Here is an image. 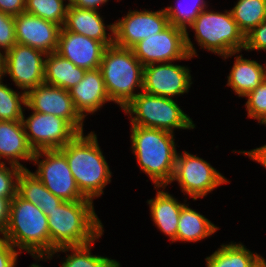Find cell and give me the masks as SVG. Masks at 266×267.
Returning a JSON list of instances; mask_svg holds the SVG:
<instances>
[{"mask_svg": "<svg viewBox=\"0 0 266 267\" xmlns=\"http://www.w3.org/2000/svg\"><path fill=\"white\" fill-rule=\"evenodd\" d=\"M47 220L52 252L62 247L90 244L104 232L91 200L63 201L48 212Z\"/></svg>", "mask_w": 266, "mask_h": 267, "instance_id": "1", "label": "cell"}, {"mask_svg": "<svg viewBox=\"0 0 266 267\" xmlns=\"http://www.w3.org/2000/svg\"><path fill=\"white\" fill-rule=\"evenodd\" d=\"M60 150L65 154L81 194L91 201L104 194L112 172L99 147L97 135L92 131L87 135L78 133Z\"/></svg>", "mask_w": 266, "mask_h": 267, "instance_id": "2", "label": "cell"}, {"mask_svg": "<svg viewBox=\"0 0 266 267\" xmlns=\"http://www.w3.org/2000/svg\"><path fill=\"white\" fill-rule=\"evenodd\" d=\"M174 137L164 130L131 126L133 154L155 187H166L172 179L177 156Z\"/></svg>", "mask_w": 266, "mask_h": 267, "instance_id": "3", "label": "cell"}, {"mask_svg": "<svg viewBox=\"0 0 266 267\" xmlns=\"http://www.w3.org/2000/svg\"><path fill=\"white\" fill-rule=\"evenodd\" d=\"M1 235L32 257H49L52 253L47 216L18 195L11 200L9 221Z\"/></svg>", "mask_w": 266, "mask_h": 267, "instance_id": "4", "label": "cell"}, {"mask_svg": "<svg viewBox=\"0 0 266 267\" xmlns=\"http://www.w3.org/2000/svg\"><path fill=\"white\" fill-rule=\"evenodd\" d=\"M144 66L132 49L111 45L105 48L100 70L111 102L123 109L143 88Z\"/></svg>", "mask_w": 266, "mask_h": 267, "instance_id": "5", "label": "cell"}, {"mask_svg": "<svg viewBox=\"0 0 266 267\" xmlns=\"http://www.w3.org/2000/svg\"><path fill=\"white\" fill-rule=\"evenodd\" d=\"M201 49L217 54L223 59L241 53L245 48V35L233 19L230 10L224 13L204 9L189 26Z\"/></svg>", "mask_w": 266, "mask_h": 267, "instance_id": "6", "label": "cell"}, {"mask_svg": "<svg viewBox=\"0 0 266 267\" xmlns=\"http://www.w3.org/2000/svg\"><path fill=\"white\" fill-rule=\"evenodd\" d=\"M122 110L129 114L131 126L155 128L173 134L175 129H194L196 126L172 98L143 91L138 92Z\"/></svg>", "mask_w": 266, "mask_h": 267, "instance_id": "7", "label": "cell"}, {"mask_svg": "<svg viewBox=\"0 0 266 267\" xmlns=\"http://www.w3.org/2000/svg\"><path fill=\"white\" fill-rule=\"evenodd\" d=\"M177 181L182 193L193 200L203 198L218 186L230 183L219 171L204 159L187 151L177 153L170 184Z\"/></svg>", "mask_w": 266, "mask_h": 267, "instance_id": "8", "label": "cell"}, {"mask_svg": "<svg viewBox=\"0 0 266 267\" xmlns=\"http://www.w3.org/2000/svg\"><path fill=\"white\" fill-rule=\"evenodd\" d=\"M41 157L44 159L40 160ZM33 161L34 165H38L33 174L53 195L63 201L89 200L79 191L65 154L60 149L37 151Z\"/></svg>", "mask_w": 266, "mask_h": 267, "instance_id": "9", "label": "cell"}, {"mask_svg": "<svg viewBox=\"0 0 266 267\" xmlns=\"http://www.w3.org/2000/svg\"><path fill=\"white\" fill-rule=\"evenodd\" d=\"M131 49L143 66L193 58L187 51L186 31L171 24Z\"/></svg>", "mask_w": 266, "mask_h": 267, "instance_id": "10", "label": "cell"}, {"mask_svg": "<svg viewBox=\"0 0 266 267\" xmlns=\"http://www.w3.org/2000/svg\"><path fill=\"white\" fill-rule=\"evenodd\" d=\"M31 113L25 119L23 112L22 122L28 143L35 152L60 149L78 134L64 118L35 111Z\"/></svg>", "mask_w": 266, "mask_h": 267, "instance_id": "11", "label": "cell"}, {"mask_svg": "<svg viewBox=\"0 0 266 267\" xmlns=\"http://www.w3.org/2000/svg\"><path fill=\"white\" fill-rule=\"evenodd\" d=\"M45 57L40 50L16 43L4 53V74L27 93L44 83Z\"/></svg>", "mask_w": 266, "mask_h": 267, "instance_id": "12", "label": "cell"}, {"mask_svg": "<svg viewBox=\"0 0 266 267\" xmlns=\"http://www.w3.org/2000/svg\"><path fill=\"white\" fill-rule=\"evenodd\" d=\"M114 24V44L131 49L138 42L162 32L170 23L165 9L158 11L129 10L121 20Z\"/></svg>", "mask_w": 266, "mask_h": 267, "instance_id": "13", "label": "cell"}, {"mask_svg": "<svg viewBox=\"0 0 266 267\" xmlns=\"http://www.w3.org/2000/svg\"><path fill=\"white\" fill-rule=\"evenodd\" d=\"M29 110L53 114L64 118L78 133H83L84 119L75 109L69 91L48 84H41L26 93V106Z\"/></svg>", "mask_w": 266, "mask_h": 267, "instance_id": "14", "label": "cell"}, {"mask_svg": "<svg viewBox=\"0 0 266 267\" xmlns=\"http://www.w3.org/2000/svg\"><path fill=\"white\" fill-rule=\"evenodd\" d=\"M192 84L190 69L172 62L154 63L143 68L142 91L167 98L189 92Z\"/></svg>", "mask_w": 266, "mask_h": 267, "instance_id": "15", "label": "cell"}, {"mask_svg": "<svg viewBox=\"0 0 266 267\" xmlns=\"http://www.w3.org/2000/svg\"><path fill=\"white\" fill-rule=\"evenodd\" d=\"M14 22L16 43L45 54L57 51L61 26L27 12L14 16Z\"/></svg>", "mask_w": 266, "mask_h": 267, "instance_id": "16", "label": "cell"}, {"mask_svg": "<svg viewBox=\"0 0 266 267\" xmlns=\"http://www.w3.org/2000/svg\"><path fill=\"white\" fill-rule=\"evenodd\" d=\"M106 46L93 38L60 30L57 53L85 70L100 68Z\"/></svg>", "mask_w": 266, "mask_h": 267, "instance_id": "17", "label": "cell"}, {"mask_svg": "<svg viewBox=\"0 0 266 267\" xmlns=\"http://www.w3.org/2000/svg\"><path fill=\"white\" fill-rule=\"evenodd\" d=\"M69 93L75 109L83 119L100 110L106 102H111L100 68L86 70L84 78Z\"/></svg>", "mask_w": 266, "mask_h": 267, "instance_id": "18", "label": "cell"}, {"mask_svg": "<svg viewBox=\"0 0 266 267\" xmlns=\"http://www.w3.org/2000/svg\"><path fill=\"white\" fill-rule=\"evenodd\" d=\"M102 17L98 10L69 5L63 28L98 40L108 47L114 45V24L105 25ZM106 29L111 33H107Z\"/></svg>", "mask_w": 266, "mask_h": 267, "instance_id": "19", "label": "cell"}, {"mask_svg": "<svg viewBox=\"0 0 266 267\" xmlns=\"http://www.w3.org/2000/svg\"><path fill=\"white\" fill-rule=\"evenodd\" d=\"M34 153L28 143L22 121H0V163L4 158L8 165L26 169L19 160L32 161Z\"/></svg>", "mask_w": 266, "mask_h": 267, "instance_id": "20", "label": "cell"}, {"mask_svg": "<svg viewBox=\"0 0 266 267\" xmlns=\"http://www.w3.org/2000/svg\"><path fill=\"white\" fill-rule=\"evenodd\" d=\"M155 198L147 200L150 207V216L154 224L160 229L164 235L169 236L173 243L176 239L178 221L183 203L173 197L167 191H163L166 187H154L157 189ZM159 188H162L159 189Z\"/></svg>", "mask_w": 266, "mask_h": 267, "instance_id": "21", "label": "cell"}, {"mask_svg": "<svg viewBox=\"0 0 266 267\" xmlns=\"http://www.w3.org/2000/svg\"><path fill=\"white\" fill-rule=\"evenodd\" d=\"M227 86L231 87L239 97L246 96L266 79V64L256 60L235 56L233 67L227 76Z\"/></svg>", "mask_w": 266, "mask_h": 267, "instance_id": "22", "label": "cell"}, {"mask_svg": "<svg viewBox=\"0 0 266 267\" xmlns=\"http://www.w3.org/2000/svg\"><path fill=\"white\" fill-rule=\"evenodd\" d=\"M85 73V69L75 66L70 60L62 57L57 52L46 54L45 84L69 91L84 78Z\"/></svg>", "mask_w": 266, "mask_h": 267, "instance_id": "23", "label": "cell"}, {"mask_svg": "<svg viewBox=\"0 0 266 267\" xmlns=\"http://www.w3.org/2000/svg\"><path fill=\"white\" fill-rule=\"evenodd\" d=\"M17 195L38 206L48 217L63 200L53 195L29 169H22L17 181Z\"/></svg>", "mask_w": 266, "mask_h": 267, "instance_id": "24", "label": "cell"}, {"mask_svg": "<svg viewBox=\"0 0 266 267\" xmlns=\"http://www.w3.org/2000/svg\"><path fill=\"white\" fill-rule=\"evenodd\" d=\"M218 229L219 227L204 215L184 203L180 212L176 239L173 242H197L210 237Z\"/></svg>", "mask_w": 266, "mask_h": 267, "instance_id": "25", "label": "cell"}, {"mask_svg": "<svg viewBox=\"0 0 266 267\" xmlns=\"http://www.w3.org/2000/svg\"><path fill=\"white\" fill-rule=\"evenodd\" d=\"M251 252L243 243L223 244L213 254L205 258L207 267H254L262 258Z\"/></svg>", "mask_w": 266, "mask_h": 267, "instance_id": "26", "label": "cell"}, {"mask_svg": "<svg viewBox=\"0 0 266 267\" xmlns=\"http://www.w3.org/2000/svg\"><path fill=\"white\" fill-rule=\"evenodd\" d=\"M177 5L168 6L165 9L169 23L186 31V47L189 55L197 57L195 46L191 42L188 34V27L193 23L195 18L207 8L204 0H177Z\"/></svg>", "mask_w": 266, "mask_h": 267, "instance_id": "27", "label": "cell"}, {"mask_svg": "<svg viewBox=\"0 0 266 267\" xmlns=\"http://www.w3.org/2000/svg\"><path fill=\"white\" fill-rule=\"evenodd\" d=\"M95 244V241L83 245V246H72V247H62L56 249L50 254L49 257H33L37 261L52 259L53 255L57 252H70L71 254H66L65 260L62 261L61 267H120V263L111 258L91 255V248Z\"/></svg>", "mask_w": 266, "mask_h": 267, "instance_id": "28", "label": "cell"}, {"mask_svg": "<svg viewBox=\"0 0 266 267\" xmlns=\"http://www.w3.org/2000/svg\"><path fill=\"white\" fill-rule=\"evenodd\" d=\"M230 12L246 35L266 19V0H238Z\"/></svg>", "mask_w": 266, "mask_h": 267, "instance_id": "29", "label": "cell"}, {"mask_svg": "<svg viewBox=\"0 0 266 267\" xmlns=\"http://www.w3.org/2000/svg\"><path fill=\"white\" fill-rule=\"evenodd\" d=\"M64 1L66 0H26L25 12L63 27L69 6Z\"/></svg>", "mask_w": 266, "mask_h": 267, "instance_id": "30", "label": "cell"}, {"mask_svg": "<svg viewBox=\"0 0 266 267\" xmlns=\"http://www.w3.org/2000/svg\"><path fill=\"white\" fill-rule=\"evenodd\" d=\"M26 93L14 91L0 80V121H22Z\"/></svg>", "mask_w": 266, "mask_h": 267, "instance_id": "31", "label": "cell"}, {"mask_svg": "<svg viewBox=\"0 0 266 267\" xmlns=\"http://www.w3.org/2000/svg\"><path fill=\"white\" fill-rule=\"evenodd\" d=\"M244 97L248 98L245 103L248 118L262 124L266 119V79Z\"/></svg>", "mask_w": 266, "mask_h": 267, "instance_id": "32", "label": "cell"}, {"mask_svg": "<svg viewBox=\"0 0 266 267\" xmlns=\"http://www.w3.org/2000/svg\"><path fill=\"white\" fill-rule=\"evenodd\" d=\"M22 168L6 162L0 163V197L12 200L17 195V181Z\"/></svg>", "mask_w": 266, "mask_h": 267, "instance_id": "33", "label": "cell"}, {"mask_svg": "<svg viewBox=\"0 0 266 267\" xmlns=\"http://www.w3.org/2000/svg\"><path fill=\"white\" fill-rule=\"evenodd\" d=\"M16 44L14 16L0 11V49L7 52Z\"/></svg>", "mask_w": 266, "mask_h": 267, "instance_id": "34", "label": "cell"}, {"mask_svg": "<svg viewBox=\"0 0 266 267\" xmlns=\"http://www.w3.org/2000/svg\"><path fill=\"white\" fill-rule=\"evenodd\" d=\"M244 50L266 52V19L245 35Z\"/></svg>", "mask_w": 266, "mask_h": 267, "instance_id": "35", "label": "cell"}, {"mask_svg": "<svg viewBox=\"0 0 266 267\" xmlns=\"http://www.w3.org/2000/svg\"><path fill=\"white\" fill-rule=\"evenodd\" d=\"M19 251L3 237H0V267H16Z\"/></svg>", "mask_w": 266, "mask_h": 267, "instance_id": "36", "label": "cell"}, {"mask_svg": "<svg viewBox=\"0 0 266 267\" xmlns=\"http://www.w3.org/2000/svg\"><path fill=\"white\" fill-rule=\"evenodd\" d=\"M25 7L26 0H0V11L11 16L25 12Z\"/></svg>", "mask_w": 266, "mask_h": 267, "instance_id": "37", "label": "cell"}, {"mask_svg": "<svg viewBox=\"0 0 266 267\" xmlns=\"http://www.w3.org/2000/svg\"><path fill=\"white\" fill-rule=\"evenodd\" d=\"M11 200L0 197V234L4 232L9 221Z\"/></svg>", "mask_w": 266, "mask_h": 267, "instance_id": "38", "label": "cell"}, {"mask_svg": "<svg viewBox=\"0 0 266 267\" xmlns=\"http://www.w3.org/2000/svg\"><path fill=\"white\" fill-rule=\"evenodd\" d=\"M238 153L249 156L250 159L260 163L266 169V145L249 151H238Z\"/></svg>", "mask_w": 266, "mask_h": 267, "instance_id": "39", "label": "cell"}, {"mask_svg": "<svg viewBox=\"0 0 266 267\" xmlns=\"http://www.w3.org/2000/svg\"><path fill=\"white\" fill-rule=\"evenodd\" d=\"M109 0H69L68 3L71 6H75L81 9L99 10L103 4H106Z\"/></svg>", "mask_w": 266, "mask_h": 267, "instance_id": "40", "label": "cell"}, {"mask_svg": "<svg viewBox=\"0 0 266 267\" xmlns=\"http://www.w3.org/2000/svg\"><path fill=\"white\" fill-rule=\"evenodd\" d=\"M4 75V52L0 50V80L4 78Z\"/></svg>", "mask_w": 266, "mask_h": 267, "instance_id": "41", "label": "cell"}, {"mask_svg": "<svg viewBox=\"0 0 266 267\" xmlns=\"http://www.w3.org/2000/svg\"><path fill=\"white\" fill-rule=\"evenodd\" d=\"M254 267H266V259L262 257Z\"/></svg>", "mask_w": 266, "mask_h": 267, "instance_id": "42", "label": "cell"}, {"mask_svg": "<svg viewBox=\"0 0 266 267\" xmlns=\"http://www.w3.org/2000/svg\"><path fill=\"white\" fill-rule=\"evenodd\" d=\"M29 267H42L41 265H38V264H36V263H33V264H31V266H29Z\"/></svg>", "mask_w": 266, "mask_h": 267, "instance_id": "43", "label": "cell"}]
</instances>
